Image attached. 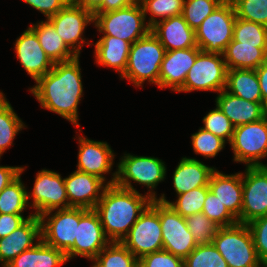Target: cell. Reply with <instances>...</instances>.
Instances as JSON below:
<instances>
[{
    "label": "cell",
    "instance_id": "6da1fadb",
    "mask_svg": "<svg viewBox=\"0 0 267 267\" xmlns=\"http://www.w3.org/2000/svg\"><path fill=\"white\" fill-rule=\"evenodd\" d=\"M79 65V56L67 62L54 63L53 68L30 89L42 108L59 114L77 127H80L78 104L83 96Z\"/></svg>",
    "mask_w": 267,
    "mask_h": 267
},
{
    "label": "cell",
    "instance_id": "7a4b0ae2",
    "mask_svg": "<svg viewBox=\"0 0 267 267\" xmlns=\"http://www.w3.org/2000/svg\"><path fill=\"white\" fill-rule=\"evenodd\" d=\"M151 201L147 194L109 184L94 210L106 237L111 242H121Z\"/></svg>",
    "mask_w": 267,
    "mask_h": 267
},
{
    "label": "cell",
    "instance_id": "3957f363",
    "mask_svg": "<svg viewBox=\"0 0 267 267\" xmlns=\"http://www.w3.org/2000/svg\"><path fill=\"white\" fill-rule=\"evenodd\" d=\"M165 52L157 37L149 31L131 44L127 66L121 78L129 79L136 87L142 86L146 80L158 85Z\"/></svg>",
    "mask_w": 267,
    "mask_h": 267
},
{
    "label": "cell",
    "instance_id": "277c9868",
    "mask_svg": "<svg viewBox=\"0 0 267 267\" xmlns=\"http://www.w3.org/2000/svg\"><path fill=\"white\" fill-rule=\"evenodd\" d=\"M118 163V169L113 173L109 184H116L120 187L137 191L131 184V180L141 185L147 186V195L152 199H157L156 188L159 182L164 181L166 176V166L164 162L155 157L134 156L124 154Z\"/></svg>",
    "mask_w": 267,
    "mask_h": 267
},
{
    "label": "cell",
    "instance_id": "5b68a950",
    "mask_svg": "<svg viewBox=\"0 0 267 267\" xmlns=\"http://www.w3.org/2000/svg\"><path fill=\"white\" fill-rule=\"evenodd\" d=\"M212 243L228 267H265L258 257L247 224L238 222L219 228Z\"/></svg>",
    "mask_w": 267,
    "mask_h": 267
},
{
    "label": "cell",
    "instance_id": "8992f818",
    "mask_svg": "<svg viewBox=\"0 0 267 267\" xmlns=\"http://www.w3.org/2000/svg\"><path fill=\"white\" fill-rule=\"evenodd\" d=\"M145 21L143 8L137 1L122 9L94 13L93 23L103 35L118 37L133 44L150 31Z\"/></svg>",
    "mask_w": 267,
    "mask_h": 267
},
{
    "label": "cell",
    "instance_id": "52a82bcc",
    "mask_svg": "<svg viewBox=\"0 0 267 267\" xmlns=\"http://www.w3.org/2000/svg\"><path fill=\"white\" fill-rule=\"evenodd\" d=\"M236 12L231 0H224L195 30L200 50L223 54L233 39Z\"/></svg>",
    "mask_w": 267,
    "mask_h": 267
},
{
    "label": "cell",
    "instance_id": "ba28073f",
    "mask_svg": "<svg viewBox=\"0 0 267 267\" xmlns=\"http://www.w3.org/2000/svg\"><path fill=\"white\" fill-rule=\"evenodd\" d=\"M121 242L138 260L146 254L163 250L157 199L151 201Z\"/></svg>",
    "mask_w": 267,
    "mask_h": 267
},
{
    "label": "cell",
    "instance_id": "9c48e42d",
    "mask_svg": "<svg viewBox=\"0 0 267 267\" xmlns=\"http://www.w3.org/2000/svg\"><path fill=\"white\" fill-rule=\"evenodd\" d=\"M226 78L227 67L223 54L201 50L187 73L183 87L178 92L200 90L219 93L226 87Z\"/></svg>",
    "mask_w": 267,
    "mask_h": 267
},
{
    "label": "cell",
    "instance_id": "30bf717a",
    "mask_svg": "<svg viewBox=\"0 0 267 267\" xmlns=\"http://www.w3.org/2000/svg\"><path fill=\"white\" fill-rule=\"evenodd\" d=\"M229 144L235 162L245 163L246 167L262 166L259 160L267 157V116L257 122L236 126Z\"/></svg>",
    "mask_w": 267,
    "mask_h": 267
},
{
    "label": "cell",
    "instance_id": "8fae6325",
    "mask_svg": "<svg viewBox=\"0 0 267 267\" xmlns=\"http://www.w3.org/2000/svg\"><path fill=\"white\" fill-rule=\"evenodd\" d=\"M51 213L49 211L40 216L42 240L66 254L75 244L79 207L58 209L54 214Z\"/></svg>",
    "mask_w": 267,
    "mask_h": 267
},
{
    "label": "cell",
    "instance_id": "7c38bea8",
    "mask_svg": "<svg viewBox=\"0 0 267 267\" xmlns=\"http://www.w3.org/2000/svg\"><path fill=\"white\" fill-rule=\"evenodd\" d=\"M32 197V205L29 203ZM28 204L33 207L36 216L56 209L69 208L64 179L57 172L43 169L36 175L33 191L27 192Z\"/></svg>",
    "mask_w": 267,
    "mask_h": 267
},
{
    "label": "cell",
    "instance_id": "4fadbf2b",
    "mask_svg": "<svg viewBox=\"0 0 267 267\" xmlns=\"http://www.w3.org/2000/svg\"><path fill=\"white\" fill-rule=\"evenodd\" d=\"M111 241L106 237L98 213L79 207V224L74 246L65 254L67 261L74 256L93 260Z\"/></svg>",
    "mask_w": 267,
    "mask_h": 267
},
{
    "label": "cell",
    "instance_id": "5bb4252c",
    "mask_svg": "<svg viewBox=\"0 0 267 267\" xmlns=\"http://www.w3.org/2000/svg\"><path fill=\"white\" fill-rule=\"evenodd\" d=\"M159 220L163 250L184 260L198 245L187 228L185 218L168 204L159 201Z\"/></svg>",
    "mask_w": 267,
    "mask_h": 267
},
{
    "label": "cell",
    "instance_id": "9a60e30c",
    "mask_svg": "<svg viewBox=\"0 0 267 267\" xmlns=\"http://www.w3.org/2000/svg\"><path fill=\"white\" fill-rule=\"evenodd\" d=\"M48 20L52 23L55 31L66 46L76 56H80L82 43L84 45L86 41L83 39L82 34L88 23L94 22V14L70 1Z\"/></svg>",
    "mask_w": 267,
    "mask_h": 267
},
{
    "label": "cell",
    "instance_id": "2e32d148",
    "mask_svg": "<svg viewBox=\"0 0 267 267\" xmlns=\"http://www.w3.org/2000/svg\"><path fill=\"white\" fill-rule=\"evenodd\" d=\"M242 173L243 202L241 223L267 216V170L262 166L246 167Z\"/></svg>",
    "mask_w": 267,
    "mask_h": 267
},
{
    "label": "cell",
    "instance_id": "e0dca14e",
    "mask_svg": "<svg viewBox=\"0 0 267 267\" xmlns=\"http://www.w3.org/2000/svg\"><path fill=\"white\" fill-rule=\"evenodd\" d=\"M200 51L198 46L166 51L160 66L158 87H168L178 92L183 87L187 73Z\"/></svg>",
    "mask_w": 267,
    "mask_h": 267
},
{
    "label": "cell",
    "instance_id": "ac0fdd59",
    "mask_svg": "<svg viewBox=\"0 0 267 267\" xmlns=\"http://www.w3.org/2000/svg\"><path fill=\"white\" fill-rule=\"evenodd\" d=\"M64 183L69 207L85 209H94L96 207L107 186L102 179L78 170L64 178Z\"/></svg>",
    "mask_w": 267,
    "mask_h": 267
},
{
    "label": "cell",
    "instance_id": "d6986e66",
    "mask_svg": "<svg viewBox=\"0 0 267 267\" xmlns=\"http://www.w3.org/2000/svg\"><path fill=\"white\" fill-rule=\"evenodd\" d=\"M14 45L19 62L35 82L53 68L54 63L46 55L36 33L30 27L19 36Z\"/></svg>",
    "mask_w": 267,
    "mask_h": 267
},
{
    "label": "cell",
    "instance_id": "ffe728a7",
    "mask_svg": "<svg viewBox=\"0 0 267 267\" xmlns=\"http://www.w3.org/2000/svg\"><path fill=\"white\" fill-rule=\"evenodd\" d=\"M79 153L77 170L94 175L104 182V174L112 169L114 153L109 144L78 136Z\"/></svg>",
    "mask_w": 267,
    "mask_h": 267
},
{
    "label": "cell",
    "instance_id": "44dd1931",
    "mask_svg": "<svg viewBox=\"0 0 267 267\" xmlns=\"http://www.w3.org/2000/svg\"><path fill=\"white\" fill-rule=\"evenodd\" d=\"M35 239H38L34 244ZM41 237V220L33 215L6 237L0 238V263L5 267L20 253L34 247Z\"/></svg>",
    "mask_w": 267,
    "mask_h": 267
},
{
    "label": "cell",
    "instance_id": "7402d4cb",
    "mask_svg": "<svg viewBox=\"0 0 267 267\" xmlns=\"http://www.w3.org/2000/svg\"><path fill=\"white\" fill-rule=\"evenodd\" d=\"M150 31L157 37L165 51L196 47V34L182 15L158 21Z\"/></svg>",
    "mask_w": 267,
    "mask_h": 267
},
{
    "label": "cell",
    "instance_id": "603a6c76",
    "mask_svg": "<svg viewBox=\"0 0 267 267\" xmlns=\"http://www.w3.org/2000/svg\"><path fill=\"white\" fill-rule=\"evenodd\" d=\"M208 187L210 192L241 223L243 202L242 172L226 175L216 169L210 177Z\"/></svg>",
    "mask_w": 267,
    "mask_h": 267
},
{
    "label": "cell",
    "instance_id": "cb8c5ba5",
    "mask_svg": "<svg viewBox=\"0 0 267 267\" xmlns=\"http://www.w3.org/2000/svg\"><path fill=\"white\" fill-rule=\"evenodd\" d=\"M215 102L235 127L257 122L267 116V108L263 104L237 97L225 89L219 92Z\"/></svg>",
    "mask_w": 267,
    "mask_h": 267
},
{
    "label": "cell",
    "instance_id": "d4e9b609",
    "mask_svg": "<svg viewBox=\"0 0 267 267\" xmlns=\"http://www.w3.org/2000/svg\"><path fill=\"white\" fill-rule=\"evenodd\" d=\"M215 170L195 158L183 157L172 176L175 192L180 195L197 187H208Z\"/></svg>",
    "mask_w": 267,
    "mask_h": 267
},
{
    "label": "cell",
    "instance_id": "484cf974",
    "mask_svg": "<svg viewBox=\"0 0 267 267\" xmlns=\"http://www.w3.org/2000/svg\"><path fill=\"white\" fill-rule=\"evenodd\" d=\"M131 43L118 37L103 35L95 43V61L100 66L111 67L123 76L130 52Z\"/></svg>",
    "mask_w": 267,
    "mask_h": 267
},
{
    "label": "cell",
    "instance_id": "4316f807",
    "mask_svg": "<svg viewBox=\"0 0 267 267\" xmlns=\"http://www.w3.org/2000/svg\"><path fill=\"white\" fill-rule=\"evenodd\" d=\"M227 69L256 70L267 60V45H239L232 41L223 52Z\"/></svg>",
    "mask_w": 267,
    "mask_h": 267
},
{
    "label": "cell",
    "instance_id": "83f0119b",
    "mask_svg": "<svg viewBox=\"0 0 267 267\" xmlns=\"http://www.w3.org/2000/svg\"><path fill=\"white\" fill-rule=\"evenodd\" d=\"M67 262L62 250L51 247L42 239L31 249L20 253L5 267H60Z\"/></svg>",
    "mask_w": 267,
    "mask_h": 267
},
{
    "label": "cell",
    "instance_id": "f1b7e54d",
    "mask_svg": "<svg viewBox=\"0 0 267 267\" xmlns=\"http://www.w3.org/2000/svg\"><path fill=\"white\" fill-rule=\"evenodd\" d=\"M39 40L40 46L53 63L67 62L77 56L66 46L49 20L29 26Z\"/></svg>",
    "mask_w": 267,
    "mask_h": 267
},
{
    "label": "cell",
    "instance_id": "f546056e",
    "mask_svg": "<svg viewBox=\"0 0 267 267\" xmlns=\"http://www.w3.org/2000/svg\"><path fill=\"white\" fill-rule=\"evenodd\" d=\"M225 90L245 100L263 104L256 70L227 69Z\"/></svg>",
    "mask_w": 267,
    "mask_h": 267
},
{
    "label": "cell",
    "instance_id": "4dcf8cb0",
    "mask_svg": "<svg viewBox=\"0 0 267 267\" xmlns=\"http://www.w3.org/2000/svg\"><path fill=\"white\" fill-rule=\"evenodd\" d=\"M25 128L3 93L0 94V158L13 145L15 136Z\"/></svg>",
    "mask_w": 267,
    "mask_h": 267
},
{
    "label": "cell",
    "instance_id": "1f68e13d",
    "mask_svg": "<svg viewBox=\"0 0 267 267\" xmlns=\"http://www.w3.org/2000/svg\"><path fill=\"white\" fill-rule=\"evenodd\" d=\"M92 267H138L139 260L122 242H110L95 259Z\"/></svg>",
    "mask_w": 267,
    "mask_h": 267
},
{
    "label": "cell",
    "instance_id": "d6a6232c",
    "mask_svg": "<svg viewBox=\"0 0 267 267\" xmlns=\"http://www.w3.org/2000/svg\"><path fill=\"white\" fill-rule=\"evenodd\" d=\"M21 174L0 192V214L22 215L28 204Z\"/></svg>",
    "mask_w": 267,
    "mask_h": 267
},
{
    "label": "cell",
    "instance_id": "836d02e7",
    "mask_svg": "<svg viewBox=\"0 0 267 267\" xmlns=\"http://www.w3.org/2000/svg\"><path fill=\"white\" fill-rule=\"evenodd\" d=\"M209 191V187H197L186 193L178 195V199L175 202L166 200L164 194L157 198V200L168 204L178 214L185 218L202 212L204 202Z\"/></svg>",
    "mask_w": 267,
    "mask_h": 267
},
{
    "label": "cell",
    "instance_id": "e575fe53",
    "mask_svg": "<svg viewBox=\"0 0 267 267\" xmlns=\"http://www.w3.org/2000/svg\"><path fill=\"white\" fill-rule=\"evenodd\" d=\"M143 8L146 19L147 12L150 13L148 26L151 28L158 21L168 19L182 14L184 0H138ZM156 17H160L157 20Z\"/></svg>",
    "mask_w": 267,
    "mask_h": 267
},
{
    "label": "cell",
    "instance_id": "d590c367",
    "mask_svg": "<svg viewBox=\"0 0 267 267\" xmlns=\"http://www.w3.org/2000/svg\"><path fill=\"white\" fill-rule=\"evenodd\" d=\"M233 40L239 45H267V26L236 17Z\"/></svg>",
    "mask_w": 267,
    "mask_h": 267
},
{
    "label": "cell",
    "instance_id": "8d00e7d4",
    "mask_svg": "<svg viewBox=\"0 0 267 267\" xmlns=\"http://www.w3.org/2000/svg\"><path fill=\"white\" fill-rule=\"evenodd\" d=\"M184 267H228L216 247L211 244H198L184 259Z\"/></svg>",
    "mask_w": 267,
    "mask_h": 267
},
{
    "label": "cell",
    "instance_id": "74e56055",
    "mask_svg": "<svg viewBox=\"0 0 267 267\" xmlns=\"http://www.w3.org/2000/svg\"><path fill=\"white\" fill-rule=\"evenodd\" d=\"M224 0H184L182 16L187 24L196 30Z\"/></svg>",
    "mask_w": 267,
    "mask_h": 267
},
{
    "label": "cell",
    "instance_id": "f35d334b",
    "mask_svg": "<svg viewBox=\"0 0 267 267\" xmlns=\"http://www.w3.org/2000/svg\"><path fill=\"white\" fill-rule=\"evenodd\" d=\"M185 221L197 244H211L220 228L202 212L185 217Z\"/></svg>",
    "mask_w": 267,
    "mask_h": 267
},
{
    "label": "cell",
    "instance_id": "ab89813d",
    "mask_svg": "<svg viewBox=\"0 0 267 267\" xmlns=\"http://www.w3.org/2000/svg\"><path fill=\"white\" fill-rule=\"evenodd\" d=\"M236 17L267 26V0H231Z\"/></svg>",
    "mask_w": 267,
    "mask_h": 267
},
{
    "label": "cell",
    "instance_id": "60d3db41",
    "mask_svg": "<svg viewBox=\"0 0 267 267\" xmlns=\"http://www.w3.org/2000/svg\"><path fill=\"white\" fill-rule=\"evenodd\" d=\"M204 126L201 127L206 131L211 132L217 137L223 139L225 142L230 143L233 137L235 126L223 114L221 109L216 105V108L209 111L203 118Z\"/></svg>",
    "mask_w": 267,
    "mask_h": 267
},
{
    "label": "cell",
    "instance_id": "b9f144b4",
    "mask_svg": "<svg viewBox=\"0 0 267 267\" xmlns=\"http://www.w3.org/2000/svg\"><path fill=\"white\" fill-rule=\"evenodd\" d=\"M192 146L196 154L213 158L225 147V141L209 131L200 128L192 136Z\"/></svg>",
    "mask_w": 267,
    "mask_h": 267
},
{
    "label": "cell",
    "instance_id": "7bdbcfd3",
    "mask_svg": "<svg viewBox=\"0 0 267 267\" xmlns=\"http://www.w3.org/2000/svg\"><path fill=\"white\" fill-rule=\"evenodd\" d=\"M202 213L220 228L238 223V220L210 191L207 193Z\"/></svg>",
    "mask_w": 267,
    "mask_h": 267
},
{
    "label": "cell",
    "instance_id": "ee69618b",
    "mask_svg": "<svg viewBox=\"0 0 267 267\" xmlns=\"http://www.w3.org/2000/svg\"><path fill=\"white\" fill-rule=\"evenodd\" d=\"M259 259L267 263V216L258 217L248 224Z\"/></svg>",
    "mask_w": 267,
    "mask_h": 267
},
{
    "label": "cell",
    "instance_id": "f6af8a7d",
    "mask_svg": "<svg viewBox=\"0 0 267 267\" xmlns=\"http://www.w3.org/2000/svg\"><path fill=\"white\" fill-rule=\"evenodd\" d=\"M138 267H184V260L168 251L161 250L142 256Z\"/></svg>",
    "mask_w": 267,
    "mask_h": 267
},
{
    "label": "cell",
    "instance_id": "bcb514c9",
    "mask_svg": "<svg viewBox=\"0 0 267 267\" xmlns=\"http://www.w3.org/2000/svg\"><path fill=\"white\" fill-rule=\"evenodd\" d=\"M44 14L47 20L56 15L70 0H22Z\"/></svg>",
    "mask_w": 267,
    "mask_h": 267
},
{
    "label": "cell",
    "instance_id": "7dc6e473",
    "mask_svg": "<svg viewBox=\"0 0 267 267\" xmlns=\"http://www.w3.org/2000/svg\"><path fill=\"white\" fill-rule=\"evenodd\" d=\"M33 215L30 214L25 218L23 215L0 214V238L9 235Z\"/></svg>",
    "mask_w": 267,
    "mask_h": 267
},
{
    "label": "cell",
    "instance_id": "c3c4849f",
    "mask_svg": "<svg viewBox=\"0 0 267 267\" xmlns=\"http://www.w3.org/2000/svg\"><path fill=\"white\" fill-rule=\"evenodd\" d=\"M23 171L24 167L0 166V192L22 174Z\"/></svg>",
    "mask_w": 267,
    "mask_h": 267
},
{
    "label": "cell",
    "instance_id": "681fc988",
    "mask_svg": "<svg viewBox=\"0 0 267 267\" xmlns=\"http://www.w3.org/2000/svg\"><path fill=\"white\" fill-rule=\"evenodd\" d=\"M138 0H103L102 6L95 13H105L130 6Z\"/></svg>",
    "mask_w": 267,
    "mask_h": 267
},
{
    "label": "cell",
    "instance_id": "f907efd6",
    "mask_svg": "<svg viewBox=\"0 0 267 267\" xmlns=\"http://www.w3.org/2000/svg\"><path fill=\"white\" fill-rule=\"evenodd\" d=\"M256 74L260 84L263 105L267 108V60L256 69Z\"/></svg>",
    "mask_w": 267,
    "mask_h": 267
},
{
    "label": "cell",
    "instance_id": "816d5d0a",
    "mask_svg": "<svg viewBox=\"0 0 267 267\" xmlns=\"http://www.w3.org/2000/svg\"><path fill=\"white\" fill-rule=\"evenodd\" d=\"M75 5L81 6L82 8L95 13L103 4V0H70Z\"/></svg>",
    "mask_w": 267,
    "mask_h": 267
},
{
    "label": "cell",
    "instance_id": "f5cc1de1",
    "mask_svg": "<svg viewBox=\"0 0 267 267\" xmlns=\"http://www.w3.org/2000/svg\"><path fill=\"white\" fill-rule=\"evenodd\" d=\"M262 167L267 170V164H263Z\"/></svg>",
    "mask_w": 267,
    "mask_h": 267
}]
</instances>
